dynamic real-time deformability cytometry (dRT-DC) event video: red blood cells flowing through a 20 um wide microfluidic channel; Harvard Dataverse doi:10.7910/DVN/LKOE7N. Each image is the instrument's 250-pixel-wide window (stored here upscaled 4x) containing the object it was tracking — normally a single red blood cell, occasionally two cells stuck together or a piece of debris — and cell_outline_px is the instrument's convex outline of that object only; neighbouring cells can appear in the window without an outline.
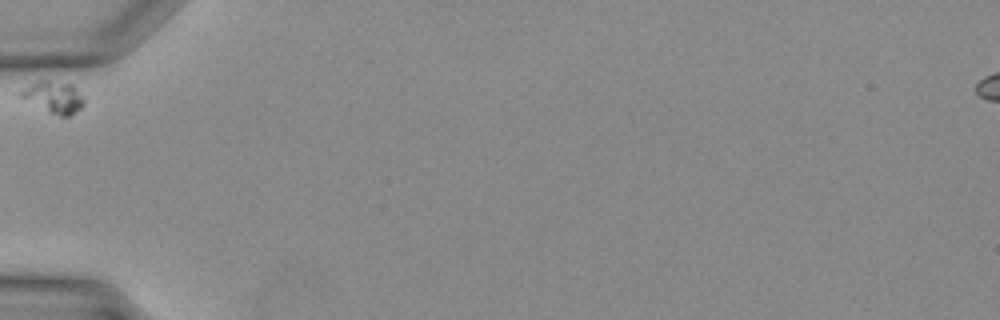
{"species": "Egyptian fruit bat (a non-hibernating species)", "species_latin": "Rousettus aegyptiacus", "temperature_condition": "warm", "stored_images_in_passage": 24, "camera_frame_rate_fps": 3000, "um_per_image_px": 0.085, "animal": {"sex": "female"}, "frame": {"image": 1, "passage_image": 1, "time_ms": 0.0, "image_size_px": [1000, 320], "cell_outline_px": [[84, 104], [80, 108], [68, 116], [60, 116], [48, 112], [20, 96], [20, 92], [24, 88], [36, 80], [48, 80], [72, 84], [76, 88], [84, 100]], "centroid_in_image_um": [4.57, 8.23], "position_along_channel_um": 80.4, "area_um2": 11.44}}
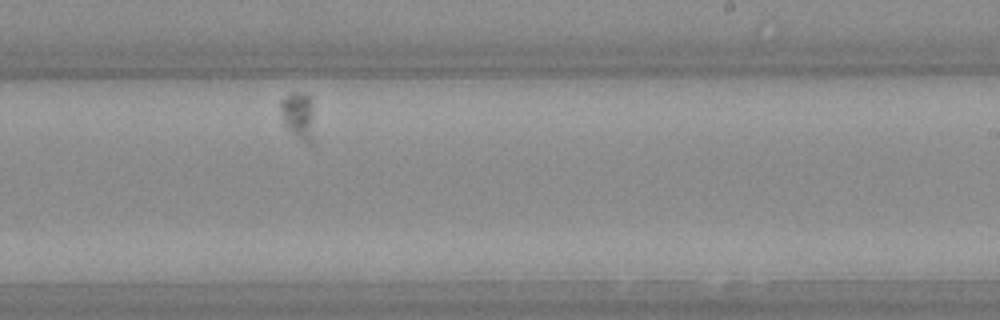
{"frame": {"image": 2, "passage_image": 15, "time_ms": 4.667, "image_size_px": [1000, 320], "cell_outline_px": [[316, 144], [312, 148], [304, 144], [292, 136], [284, 124], [280, 116], [280, 100], [292, 92], [308, 92], [312, 96]], "centroid_in_image_um": [25.44, 9.94], "position_along_channel_um": 263.6, "area_um2": 10.64}}
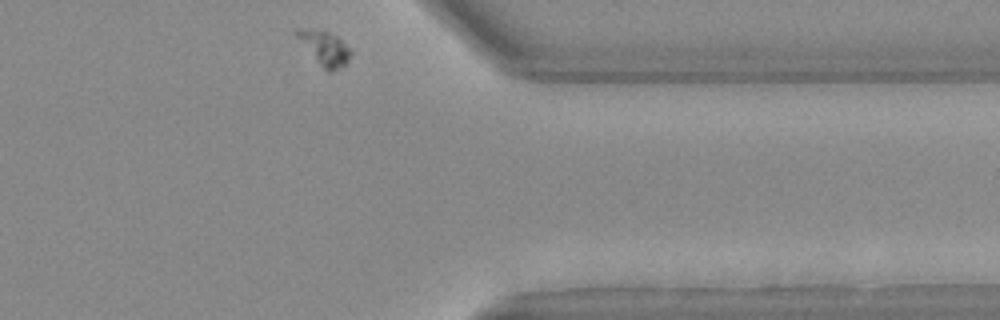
{"frame": {"image": 3, "passage_image": 24, "time_ms": 7.667, "image_size_px": [1000, 320], "cell_outline_px": [[352, 52], [348, 64], [344, 68], [332, 72], [328, 72], [316, 60], [292, 32], [296, 28], [304, 28], [328, 32], [336, 36], [352, 48]], "centroid_in_image_um": [27.64, 4.11], "position_along_channel_um": 383.8, "area_um2": 10.92}}